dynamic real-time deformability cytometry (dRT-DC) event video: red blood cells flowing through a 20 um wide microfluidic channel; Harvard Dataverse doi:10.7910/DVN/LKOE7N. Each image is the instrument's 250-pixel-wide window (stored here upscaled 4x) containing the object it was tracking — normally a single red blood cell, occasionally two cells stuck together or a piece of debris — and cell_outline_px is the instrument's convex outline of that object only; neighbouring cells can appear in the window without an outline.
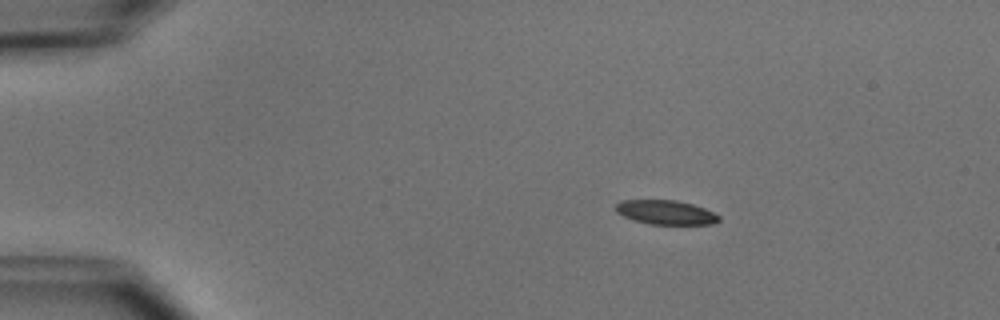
{"species": "common noctule bat (a hibernating species)", "species_latin": "Nyctalus noctula", "temperature_condition": "cold", "stored_images_in_passage": 4, "segment_of_instrument_passage": [1, 2], "camera_frame_rate_fps": 3000, "um_per_image_px": 0.085, "animal": {"sex": "male", "body_mass_g": 15.6}, "frame": {"image": 1, "passage_image": 1, "time_ms": 0.0, "image_size_px": [1000, 320], "cell_outline_px": [[720, 220], [712, 224], [648, 224], [632, 220], [616, 212], [616, 204], [620, 200], [676, 200], [692, 204], [704, 208], [720, 216]], "centroid_in_image_um": [56.57, 18.05], "position_along_channel_um": 28.4, "area_um2": 14.57}}